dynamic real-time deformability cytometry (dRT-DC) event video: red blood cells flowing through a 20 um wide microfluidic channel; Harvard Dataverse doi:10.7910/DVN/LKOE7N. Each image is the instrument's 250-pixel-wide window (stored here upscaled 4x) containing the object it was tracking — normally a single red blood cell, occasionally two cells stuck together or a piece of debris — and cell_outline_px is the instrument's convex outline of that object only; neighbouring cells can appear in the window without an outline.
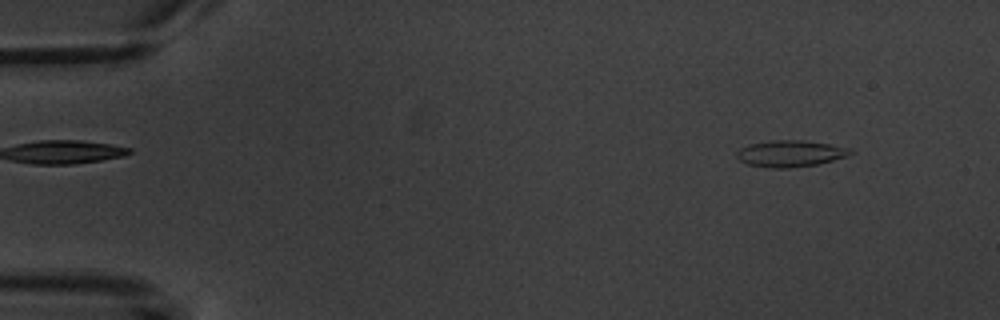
{"species": "common noctule bat (a hibernating species)", "species_latin": "Nyctalus noctula", "temperature_condition": "warm", "stored_images_in_passage": 4, "camera_frame_rate_fps": 3000, "um_per_image_px": 0.085, "animal": {"sex": "male", "body_mass_g": 20.1, "forearm_length_mm": 53.5}, "frame": {"image": 1, "passage_image": 1, "time_ms": 0.0, "image_size_px": [1000, 320], "cell_outline_px": [[852, 152], [848, 156], [816, 164], [792, 168], [768, 168], [748, 164], [740, 160], [736, 156], [736, 152], [740, 148], [748, 144], [772, 140], [804, 140], [852, 148]], "centroid_in_image_um": [67.16, 13.05], "position_along_channel_um": 17.8, "area_um2": 17.57}}
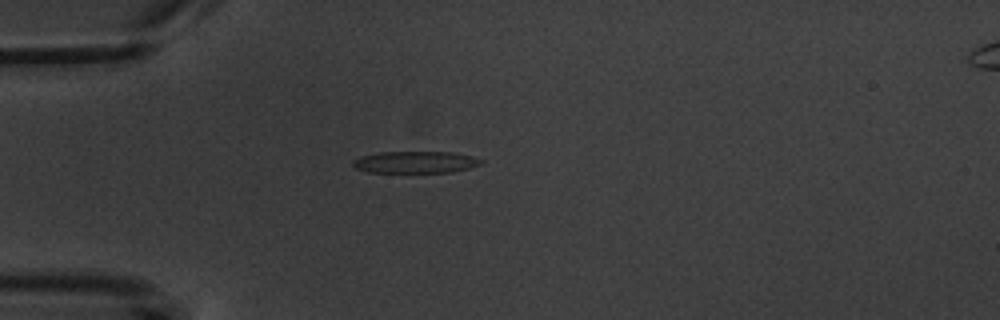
{"frame": {"image": 2, "passage_image": 4, "time_ms": 3.333, "image_size_px": [1000, 320], "cell_outline_px": [[484, 160], [480, 164], [468, 168], [452, 172], [368, 172], [356, 168], [352, 164], [352, 160], [360, 156], [380, 152], [452, 152], [472, 156]], "centroid_in_image_um": [35.29, 13.78], "position_along_channel_um": 49.7, "area_um2": 16.24}}